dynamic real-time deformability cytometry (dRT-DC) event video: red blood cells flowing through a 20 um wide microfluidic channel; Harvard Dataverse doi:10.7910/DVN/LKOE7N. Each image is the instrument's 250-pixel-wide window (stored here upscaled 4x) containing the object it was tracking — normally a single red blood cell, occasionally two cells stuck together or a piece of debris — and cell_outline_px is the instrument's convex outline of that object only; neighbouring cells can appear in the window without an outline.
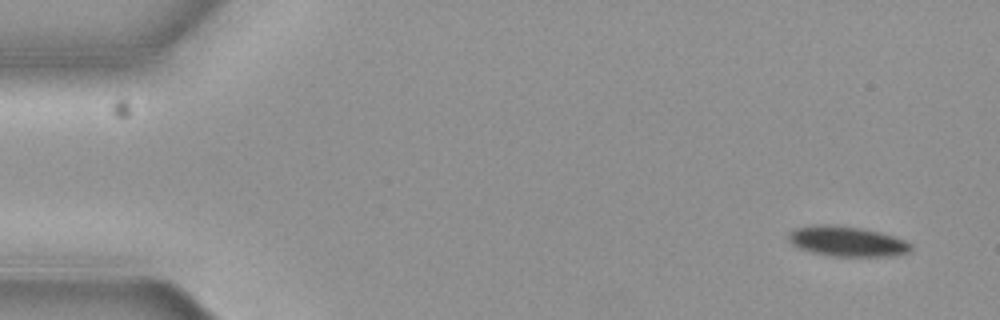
{"species": "common noctule bat (a hibernating species)", "species_latin": "Nyctalus noctula", "temperature_condition": "cold", "stored_images_in_passage": 5, "camera_frame_rate_fps": 3000, "um_per_image_px": 0.085, "animal": {"sex": "female", "body_mass_g": 19.3, "forearm_length_mm": 54.1}, "frame": {"image": 1, "passage_image": 1, "time_ms": 0.0, "image_size_px": [1000, 320], "cell_outline_px": [[912, 248], [908, 252], [892, 256], [832, 256], [812, 252], [796, 248], [788, 240], [788, 232], [796, 228], [812, 224], [836, 224], [864, 228], [880, 232], [904, 240], [912, 244]], "centroid_in_image_um": [71.95, 20.5], "position_along_channel_um": 13.1, "area_um2": 21.79}}
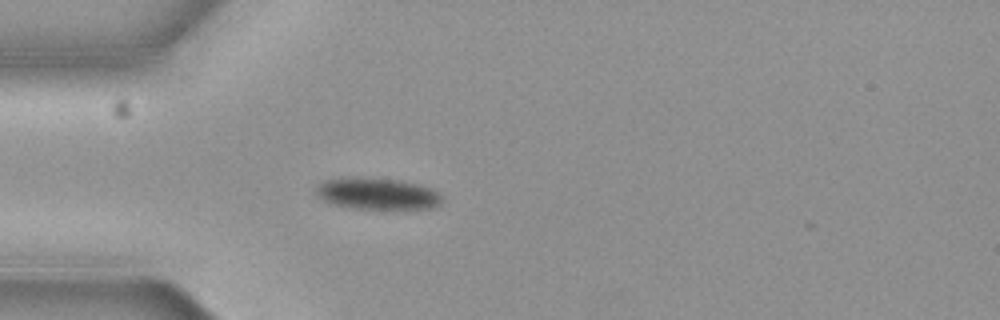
{"frame": {"image": 2, "passage_image": 5, "time_ms": 1.333, "image_size_px": [1000, 320], "cell_outline_px": [[440, 204], [432, 208], [352, 208], [332, 204], [316, 196], [316, 188], [324, 180], [400, 180], [432, 188], [440, 192]], "centroid_in_image_um": [32.11, 16.51], "position_along_channel_um": 52.9, "area_um2": 22.02}}